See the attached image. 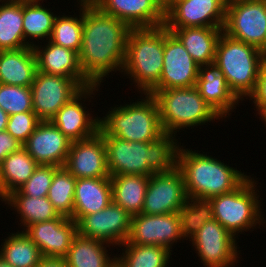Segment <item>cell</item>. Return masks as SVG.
<instances>
[{"instance_id": "5bb4252c", "label": "cell", "mask_w": 266, "mask_h": 267, "mask_svg": "<svg viewBox=\"0 0 266 267\" xmlns=\"http://www.w3.org/2000/svg\"><path fill=\"white\" fill-rule=\"evenodd\" d=\"M131 215L113 201L102 211L83 216L77 222L78 234L112 245H121L130 233Z\"/></svg>"}, {"instance_id": "52a82bcc", "label": "cell", "mask_w": 266, "mask_h": 267, "mask_svg": "<svg viewBox=\"0 0 266 267\" xmlns=\"http://www.w3.org/2000/svg\"><path fill=\"white\" fill-rule=\"evenodd\" d=\"M148 93L157 101L164 133L175 135L177 129L179 132L181 128L194 127L221 118L200 96L196 86L150 90Z\"/></svg>"}, {"instance_id": "d590c367", "label": "cell", "mask_w": 266, "mask_h": 267, "mask_svg": "<svg viewBox=\"0 0 266 267\" xmlns=\"http://www.w3.org/2000/svg\"><path fill=\"white\" fill-rule=\"evenodd\" d=\"M180 231L183 238L189 239L201 229L205 222L214 219L212 204L209 199L188 198L179 209Z\"/></svg>"}, {"instance_id": "7bdbcfd3", "label": "cell", "mask_w": 266, "mask_h": 267, "mask_svg": "<svg viewBox=\"0 0 266 267\" xmlns=\"http://www.w3.org/2000/svg\"><path fill=\"white\" fill-rule=\"evenodd\" d=\"M37 267H68L63 257L43 256Z\"/></svg>"}, {"instance_id": "d6a6232c", "label": "cell", "mask_w": 266, "mask_h": 267, "mask_svg": "<svg viewBox=\"0 0 266 267\" xmlns=\"http://www.w3.org/2000/svg\"><path fill=\"white\" fill-rule=\"evenodd\" d=\"M121 257L116 258V267H168L172 250L159 245H136L125 242Z\"/></svg>"}, {"instance_id": "30bf717a", "label": "cell", "mask_w": 266, "mask_h": 267, "mask_svg": "<svg viewBox=\"0 0 266 267\" xmlns=\"http://www.w3.org/2000/svg\"><path fill=\"white\" fill-rule=\"evenodd\" d=\"M83 88L73 78L37 71L31 85L33 111L41 121H50Z\"/></svg>"}, {"instance_id": "f1b7e54d", "label": "cell", "mask_w": 266, "mask_h": 267, "mask_svg": "<svg viewBox=\"0 0 266 267\" xmlns=\"http://www.w3.org/2000/svg\"><path fill=\"white\" fill-rule=\"evenodd\" d=\"M33 45V42L24 40L23 1L3 0L0 5V51L16 50Z\"/></svg>"}, {"instance_id": "8d00e7d4", "label": "cell", "mask_w": 266, "mask_h": 267, "mask_svg": "<svg viewBox=\"0 0 266 267\" xmlns=\"http://www.w3.org/2000/svg\"><path fill=\"white\" fill-rule=\"evenodd\" d=\"M80 2V15L78 17H62L56 15L49 41L73 50L79 54L82 46L83 31V0ZM82 11V13H81Z\"/></svg>"}, {"instance_id": "f546056e", "label": "cell", "mask_w": 266, "mask_h": 267, "mask_svg": "<svg viewBox=\"0 0 266 267\" xmlns=\"http://www.w3.org/2000/svg\"><path fill=\"white\" fill-rule=\"evenodd\" d=\"M38 165L23 147L4 158L1 161L0 199L26 183Z\"/></svg>"}, {"instance_id": "2e32d148", "label": "cell", "mask_w": 266, "mask_h": 267, "mask_svg": "<svg viewBox=\"0 0 266 267\" xmlns=\"http://www.w3.org/2000/svg\"><path fill=\"white\" fill-rule=\"evenodd\" d=\"M183 239L178 212L169 214H138L131 216L127 242L136 245H159L172 249L174 242ZM172 244V245H171Z\"/></svg>"}, {"instance_id": "603a6c76", "label": "cell", "mask_w": 266, "mask_h": 267, "mask_svg": "<svg viewBox=\"0 0 266 267\" xmlns=\"http://www.w3.org/2000/svg\"><path fill=\"white\" fill-rule=\"evenodd\" d=\"M196 88L221 119L230 115V111L240 103L215 63L199 66Z\"/></svg>"}, {"instance_id": "5b68a950", "label": "cell", "mask_w": 266, "mask_h": 267, "mask_svg": "<svg viewBox=\"0 0 266 267\" xmlns=\"http://www.w3.org/2000/svg\"><path fill=\"white\" fill-rule=\"evenodd\" d=\"M164 25L131 29L126 44L123 69L140 93H148L158 82L163 69Z\"/></svg>"}, {"instance_id": "bcb514c9", "label": "cell", "mask_w": 266, "mask_h": 267, "mask_svg": "<svg viewBox=\"0 0 266 267\" xmlns=\"http://www.w3.org/2000/svg\"><path fill=\"white\" fill-rule=\"evenodd\" d=\"M0 267H11V266L0 256Z\"/></svg>"}, {"instance_id": "e0dca14e", "label": "cell", "mask_w": 266, "mask_h": 267, "mask_svg": "<svg viewBox=\"0 0 266 267\" xmlns=\"http://www.w3.org/2000/svg\"><path fill=\"white\" fill-rule=\"evenodd\" d=\"M63 167L76 179L110 177L103 136L73 141Z\"/></svg>"}, {"instance_id": "f35d334b", "label": "cell", "mask_w": 266, "mask_h": 267, "mask_svg": "<svg viewBox=\"0 0 266 267\" xmlns=\"http://www.w3.org/2000/svg\"><path fill=\"white\" fill-rule=\"evenodd\" d=\"M58 168L54 165H38L27 182L17 190L29 197H46L52 184L54 172Z\"/></svg>"}, {"instance_id": "d4e9b609", "label": "cell", "mask_w": 266, "mask_h": 267, "mask_svg": "<svg viewBox=\"0 0 266 267\" xmlns=\"http://www.w3.org/2000/svg\"><path fill=\"white\" fill-rule=\"evenodd\" d=\"M37 73V61L32 46L0 51V83L31 87Z\"/></svg>"}, {"instance_id": "6da1fadb", "label": "cell", "mask_w": 266, "mask_h": 267, "mask_svg": "<svg viewBox=\"0 0 266 267\" xmlns=\"http://www.w3.org/2000/svg\"><path fill=\"white\" fill-rule=\"evenodd\" d=\"M130 30L123 21L103 13L90 0H83L79 64L93 84L100 85L108 73L123 69Z\"/></svg>"}, {"instance_id": "8992f818", "label": "cell", "mask_w": 266, "mask_h": 267, "mask_svg": "<svg viewBox=\"0 0 266 267\" xmlns=\"http://www.w3.org/2000/svg\"><path fill=\"white\" fill-rule=\"evenodd\" d=\"M130 105L115 107L100 119L99 127L108 135L126 141L153 142L164 134L159 106L153 95Z\"/></svg>"}, {"instance_id": "9c48e42d", "label": "cell", "mask_w": 266, "mask_h": 267, "mask_svg": "<svg viewBox=\"0 0 266 267\" xmlns=\"http://www.w3.org/2000/svg\"><path fill=\"white\" fill-rule=\"evenodd\" d=\"M223 32L266 54V0L226 2Z\"/></svg>"}, {"instance_id": "e575fe53", "label": "cell", "mask_w": 266, "mask_h": 267, "mask_svg": "<svg viewBox=\"0 0 266 267\" xmlns=\"http://www.w3.org/2000/svg\"><path fill=\"white\" fill-rule=\"evenodd\" d=\"M76 178L64 167H59L53 175L47 198L59 215L72 218Z\"/></svg>"}, {"instance_id": "816d5d0a", "label": "cell", "mask_w": 266, "mask_h": 267, "mask_svg": "<svg viewBox=\"0 0 266 267\" xmlns=\"http://www.w3.org/2000/svg\"><path fill=\"white\" fill-rule=\"evenodd\" d=\"M0 179H1V161H0Z\"/></svg>"}, {"instance_id": "7a4b0ae2", "label": "cell", "mask_w": 266, "mask_h": 267, "mask_svg": "<svg viewBox=\"0 0 266 267\" xmlns=\"http://www.w3.org/2000/svg\"><path fill=\"white\" fill-rule=\"evenodd\" d=\"M98 132L104 139L110 177L150 176L170 171L177 165L179 145L173 134L164 133L153 142H133L108 136L100 127Z\"/></svg>"}, {"instance_id": "7dc6e473", "label": "cell", "mask_w": 266, "mask_h": 267, "mask_svg": "<svg viewBox=\"0 0 266 267\" xmlns=\"http://www.w3.org/2000/svg\"><path fill=\"white\" fill-rule=\"evenodd\" d=\"M259 115H261V120H264L266 124V107L259 113Z\"/></svg>"}, {"instance_id": "7c38bea8", "label": "cell", "mask_w": 266, "mask_h": 267, "mask_svg": "<svg viewBox=\"0 0 266 267\" xmlns=\"http://www.w3.org/2000/svg\"><path fill=\"white\" fill-rule=\"evenodd\" d=\"M187 199L182 172L175 166L170 171L149 176L142 214L176 213Z\"/></svg>"}, {"instance_id": "c3c4849f", "label": "cell", "mask_w": 266, "mask_h": 267, "mask_svg": "<svg viewBox=\"0 0 266 267\" xmlns=\"http://www.w3.org/2000/svg\"><path fill=\"white\" fill-rule=\"evenodd\" d=\"M157 1L161 4V7H162V9L164 11V0H157Z\"/></svg>"}, {"instance_id": "4316f807", "label": "cell", "mask_w": 266, "mask_h": 267, "mask_svg": "<svg viewBox=\"0 0 266 267\" xmlns=\"http://www.w3.org/2000/svg\"><path fill=\"white\" fill-rule=\"evenodd\" d=\"M112 201L131 215L142 213L149 176L118 175L111 176Z\"/></svg>"}, {"instance_id": "f907efd6", "label": "cell", "mask_w": 266, "mask_h": 267, "mask_svg": "<svg viewBox=\"0 0 266 267\" xmlns=\"http://www.w3.org/2000/svg\"><path fill=\"white\" fill-rule=\"evenodd\" d=\"M241 1V0H226V2Z\"/></svg>"}, {"instance_id": "44dd1931", "label": "cell", "mask_w": 266, "mask_h": 267, "mask_svg": "<svg viewBox=\"0 0 266 267\" xmlns=\"http://www.w3.org/2000/svg\"><path fill=\"white\" fill-rule=\"evenodd\" d=\"M98 86V84H93L84 87L50 120L72 142L90 138L99 131L100 118L91 117V114L79 102L83 97L86 99L94 95L93 91H98Z\"/></svg>"}, {"instance_id": "9a60e30c", "label": "cell", "mask_w": 266, "mask_h": 267, "mask_svg": "<svg viewBox=\"0 0 266 267\" xmlns=\"http://www.w3.org/2000/svg\"><path fill=\"white\" fill-rule=\"evenodd\" d=\"M226 0H179L165 12L166 28H223Z\"/></svg>"}, {"instance_id": "3957f363", "label": "cell", "mask_w": 266, "mask_h": 267, "mask_svg": "<svg viewBox=\"0 0 266 267\" xmlns=\"http://www.w3.org/2000/svg\"><path fill=\"white\" fill-rule=\"evenodd\" d=\"M176 166L182 172L188 198L211 199L233 192L249 177L217 158L180 147Z\"/></svg>"}, {"instance_id": "7402d4cb", "label": "cell", "mask_w": 266, "mask_h": 267, "mask_svg": "<svg viewBox=\"0 0 266 267\" xmlns=\"http://www.w3.org/2000/svg\"><path fill=\"white\" fill-rule=\"evenodd\" d=\"M32 47L36 56L37 71L55 76L73 78L83 87L93 85L84 75L80 67L79 54L77 52L56 45L50 41L42 49V46L38 47L33 45Z\"/></svg>"}, {"instance_id": "74e56055", "label": "cell", "mask_w": 266, "mask_h": 267, "mask_svg": "<svg viewBox=\"0 0 266 267\" xmlns=\"http://www.w3.org/2000/svg\"><path fill=\"white\" fill-rule=\"evenodd\" d=\"M0 108L9 116L33 111L31 87L0 83Z\"/></svg>"}, {"instance_id": "1f68e13d", "label": "cell", "mask_w": 266, "mask_h": 267, "mask_svg": "<svg viewBox=\"0 0 266 267\" xmlns=\"http://www.w3.org/2000/svg\"><path fill=\"white\" fill-rule=\"evenodd\" d=\"M2 248L0 256L11 267H37L43 255L38 246L24 233H11Z\"/></svg>"}, {"instance_id": "ba28073f", "label": "cell", "mask_w": 266, "mask_h": 267, "mask_svg": "<svg viewBox=\"0 0 266 267\" xmlns=\"http://www.w3.org/2000/svg\"><path fill=\"white\" fill-rule=\"evenodd\" d=\"M250 178L248 177L233 192L209 199L214 219L234 236L239 232L256 227V224L265 223L262 222L260 214L259 195L255 192L254 186L257 183L254 178Z\"/></svg>"}, {"instance_id": "ffe728a7", "label": "cell", "mask_w": 266, "mask_h": 267, "mask_svg": "<svg viewBox=\"0 0 266 267\" xmlns=\"http://www.w3.org/2000/svg\"><path fill=\"white\" fill-rule=\"evenodd\" d=\"M72 141L51 121H40L23 148L39 165L63 167Z\"/></svg>"}, {"instance_id": "f6af8a7d", "label": "cell", "mask_w": 266, "mask_h": 267, "mask_svg": "<svg viewBox=\"0 0 266 267\" xmlns=\"http://www.w3.org/2000/svg\"><path fill=\"white\" fill-rule=\"evenodd\" d=\"M177 1L179 0H164V12H166Z\"/></svg>"}, {"instance_id": "ac0fdd59", "label": "cell", "mask_w": 266, "mask_h": 267, "mask_svg": "<svg viewBox=\"0 0 266 267\" xmlns=\"http://www.w3.org/2000/svg\"><path fill=\"white\" fill-rule=\"evenodd\" d=\"M103 13L126 23L131 29L155 28L165 23V12L157 0H90Z\"/></svg>"}, {"instance_id": "83f0119b", "label": "cell", "mask_w": 266, "mask_h": 267, "mask_svg": "<svg viewBox=\"0 0 266 267\" xmlns=\"http://www.w3.org/2000/svg\"><path fill=\"white\" fill-rule=\"evenodd\" d=\"M101 240L77 234L64 257L68 267H116V258H110ZM109 256V257H108Z\"/></svg>"}, {"instance_id": "4dcf8cb0", "label": "cell", "mask_w": 266, "mask_h": 267, "mask_svg": "<svg viewBox=\"0 0 266 267\" xmlns=\"http://www.w3.org/2000/svg\"><path fill=\"white\" fill-rule=\"evenodd\" d=\"M1 201H5L10 208L15 207L17 213L21 214V226L26 228L34 223L50 221L60 216L47 196L29 197L15 190Z\"/></svg>"}, {"instance_id": "277c9868", "label": "cell", "mask_w": 266, "mask_h": 267, "mask_svg": "<svg viewBox=\"0 0 266 267\" xmlns=\"http://www.w3.org/2000/svg\"><path fill=\"white\" fill-rule=\"evenodd\" d=\"M265 57L260 49L223 32L217 43L214 63L232 92L244 100V96L249 97L255 91Z\"/></svg>"}, {"instance_id": "d6986e66", "label": "cell", "mask_w": 266, "mask_h": 267, "mask_svg": "<svg viewBox=\"0 0 266 267\" xmlns=\"http://www.w3.org/2000/svg\"><path fill=\"white\" fill-rule=\"evenodd\" d=\"M23 231L38 246L43 256L63 258L78 234L77 223L61 215L50 221L34 223Z\"/></svg>"}, {"instance_id": "60d3db41", "label": "cell", "mask_w": 266, "mask_h": 267, "mask_svg": "<svg viewBox=\"0 0 266 267\" xmlns=\"http://www.w3.org/2000/svg\"><path fill=\"white\" fill-rule=\"evenodd\" d=\"M260 113L266 107V57L259 74L255 91L249 96Z\"/></svg>"}, {"instance_id": "b9f144b4", "label": "cell", "mask_w": 266, "mask_h": 267, "mask_svg": "<svg viewBox=\"0 0 266 267\" xmlns=\"http://www.w3.org/2000/svg\"><path fill=\"white\" fill-rule=\"evenodd\" d=\"M23 147L7 130L0 131V161Z\"/></svg>"}, {"instance_id": "836d02e7", "label": "cell", "mask_w": 266, "mask_h": 267, "mask_svg": "<svg viewBox=\"0 0 266 267\" xmlns=\"http://www.w3.org/2000/svg\"><path fill=\"white\" fill-rule=\"evenodd\" d=\"M39 1H23V33L24 40L27 38L41 39L50 38L56 15L47 7L40 5ZM39 2V3H38ZM55 15V16H54Z\"/></svg>"}, {"instance_id": "ee69618b", "label": "cell", "mask_w": 266, "mask_h": 267, "mask_svg": "<svg viewBox=\"0 0 266 267\" xmlns=\"http://www.w3.org/2000/svg\"><path fill=\"white\" fill-rule=\"evenodd\" d=\"M9 115L0 108V131L6 130Z\"/></svg>"}, {"instance_id": "4fadbf2b", "label": "cell", "mask_w": 266, "mask_h": 267, "mask_svg": "<svg viewBox=\"0 0 266 267\" xmlns=\"http://www.w3.org/2000/svg\"><path fill=\"white\" fill-rule=\"evenodd\" d=\"M235 238L213 219L205 222L189 241L195 246L203 266L231 267L239 258Z\"/></svg>"}, {"instance_id": "8fae6325", "label": "cell", "mask_w": 266, "mask_h": 267, "mask_svg": "<svg viewBox=\"0 0 266 267\" xmlns=\"http://www.w3.org/2000/svg\"><path fill=\"white\" fill-rule=\"evenodd\" d=\"M199 65L180 40L164 26L163 69L159 82L151 90L196 86Z\"/></svg>"}, {"instance_id": "ab89813d", "label": "cell", "mask_w": 266, "mask_h": 267, "mask_svg": "<svg viewBox=\"0 0 266 267\" xmlns=\"http://www.w3.org/2000/svg\"><path fill=\"white\" fill-rule=\"evenodd\" d=\"M40 121L34 111L20 112L9 116L6 130L21 144H24Z\"/></svg>"}, {"instance_id": "681fc988", "label": "cell", "mask_w": 266, "mask_h": 267, "mask_svg": "<svg viewBox=\"0 0 266 267\" xmlns=\"http://www.w3.org/2000/svg\"><path fill=\"white\" fill-rule=\"evenodd\" d=\"M17 1H39V0H17Z\"/></svg>"}, {"instance_id": "484cf974", "label": "cell", "mask_w": 266, "mask_h": 267, "mask_svg": "<svg viewBox=\"0 0 266 267\" xmlns=\"http://www.w3.org/2000/svg\"><path fill=\"white\" fill-rule=\"evenodd\" d=\"M167 29L180 40L199 66L214 63L217 43L223 28L185 27Z\"/></svg>"}, {"instance_id": "cb8c5ba5", "label": "cell", "mask_w": 266, "mask_h": 267, "mask_svg": "<svg viewBox=\"0 0 266 267\" xmlns=\"http://www.w3.org/2000/svg\"><path fill=\"white\" fill-rule=\"evenodd\" d=\"M112 202L110 177L76 179L73 219L76 223L86 215L102 211Z\"/></svg>"}]
</instances>
